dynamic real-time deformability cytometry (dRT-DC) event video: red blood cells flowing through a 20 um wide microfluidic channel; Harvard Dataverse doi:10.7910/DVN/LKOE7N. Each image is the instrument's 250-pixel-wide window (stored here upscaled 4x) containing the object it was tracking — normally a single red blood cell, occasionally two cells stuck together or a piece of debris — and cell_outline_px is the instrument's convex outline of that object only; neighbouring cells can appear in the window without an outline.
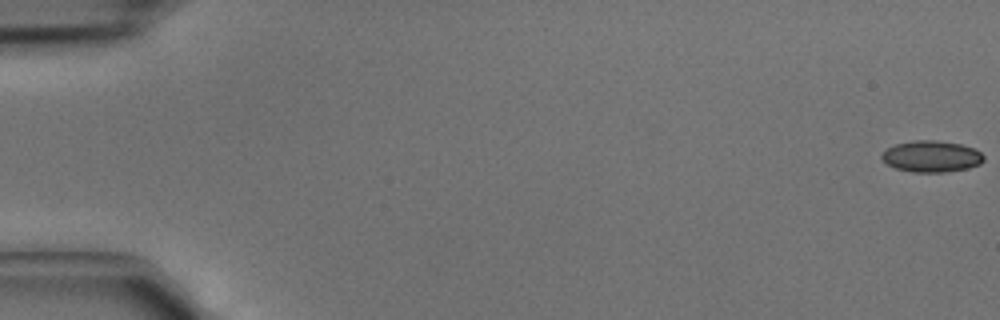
{"species": "common noctule bat (a hibernating species)", "species_latin": "Nyctalus noctula", "temperature_condition": "cold", "stored_images_in_passage": 6, "camera_frame_rate_fps": 3000, "um_per_image_px": 0.085, "animal": {"sex": "male", "body_mass_g": 15.6}, "frame": {"image": 1, "passage_image": 1, "time_ms": 0.0, "image_size_px": [1000, 320], "cell_outline_px": [[984, 160], [980, 164], [968, 168], [944, 172], [912, 172], [896, 168], [888, 164], [880, 156], [888, 148], [896, 144], [912, 140], [936, 140], [960, 144], [972, 148], [980, 152], [984, 156]], "centroid_in_image_um": [79.18, 13.29], "position_along_channel_um": 5.8, "area_um2": 18.5}}
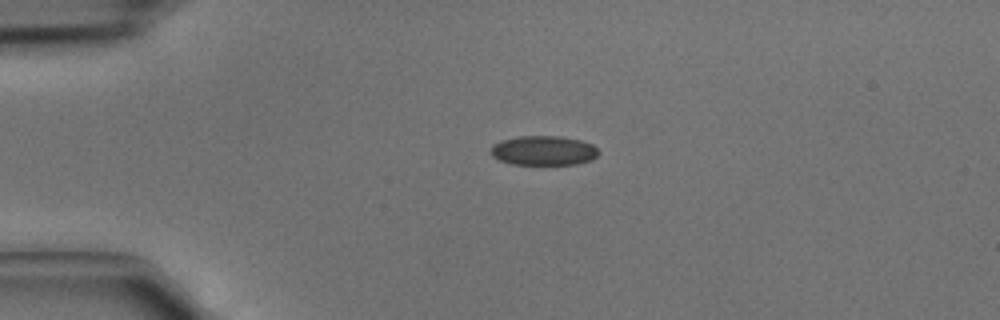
{"frame": {"image": 2, "passage_image": 4, "time_ms": 1.0, "image_size_px": [1000, 320], "cell_outline_px": [[600, 152], [592, 160], [576, 164], [512, 164], [500, 160], [492, 156], [488, 152], [488, 148], [492, 144], [500, 140], [520, 136], [560, 136], [580, 140], [592, 144]], "centroid_in_image_um": [46.16, 12.79], "position_along_channel_um": 38.8, "area_um2": 18.73}}